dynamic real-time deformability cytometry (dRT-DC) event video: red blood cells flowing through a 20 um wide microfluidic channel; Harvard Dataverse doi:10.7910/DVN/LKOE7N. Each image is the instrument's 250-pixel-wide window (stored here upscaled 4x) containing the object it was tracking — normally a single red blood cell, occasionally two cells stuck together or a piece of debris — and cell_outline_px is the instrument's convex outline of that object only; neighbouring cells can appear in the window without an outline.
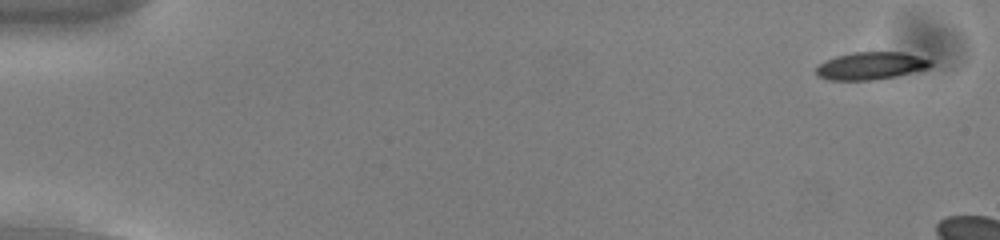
{"species": "common noctule bat (a hibernating species)", "species_latin": "Nyctalus noctula", "temperature_condition": "cold", "stored_images_in_passage": 3, "camera_frame_rate_fps": 3000, "um_per_image_px": 0.085, "animal": {"sex": "male", "body_mass_g": 13.0, "forearm_length_mm": 53.1}, "frame": {"image": 1, "passage_image": 1, "time_ms": 0.0, "image_size_px": [1000, 240], "cell_outline_px": [[972, 48], [968, 60], [956, 68], [872, 80], [828, 80], [816, 76], [816, 68], [824, 60], [836, 56], [852, 52], [944, 32], [960, 36]], "centroid_in_image_um": [76.35, 5.02], "position_along_channel_um": 8.6, "area_um2": 33.76}}